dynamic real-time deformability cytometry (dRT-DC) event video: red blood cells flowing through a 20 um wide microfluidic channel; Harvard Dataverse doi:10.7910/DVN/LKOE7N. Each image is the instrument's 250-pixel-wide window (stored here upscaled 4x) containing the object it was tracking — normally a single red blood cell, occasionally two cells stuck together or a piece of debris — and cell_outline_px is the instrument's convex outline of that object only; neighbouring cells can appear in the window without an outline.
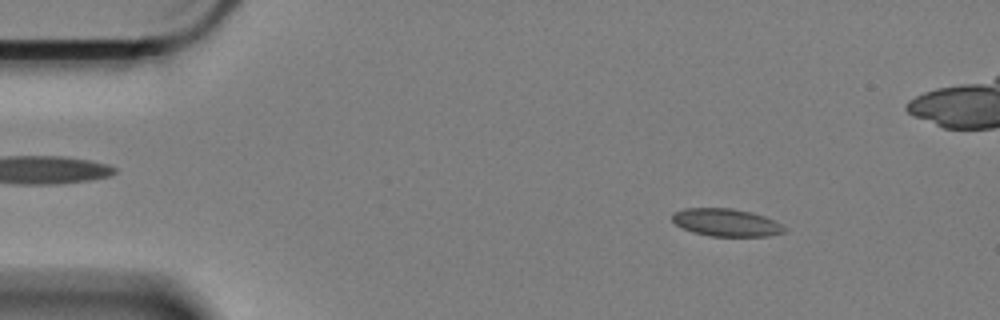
{"species": "Egyptian fruit bat (a non-hibernating species)", "species_latin": "Rousettus aegyptiacus", "temperature_condition": "cold", "stored_images_in_passage": 61, "camera_frame_rate_fps": 3000, "um_per_image_px": 0.085, "animal": {"sex": "female"}, "frame": {"image": 1, "passage_image": 8, "time_ms": 2.333, "image_size_px": [1000, 320], "cell_outline_px": [[784, 232], [768, 236], [712, 236], [692, 232], [676, 224], [672, 220], [672, 212], [684, 208], [732, 208], [764, 216], [780, 224], [784, 228]], "centroid_in_image_um": [61.67, 18.91], "position_along_channel_um": 23.3, "area_um2": 17.8}}
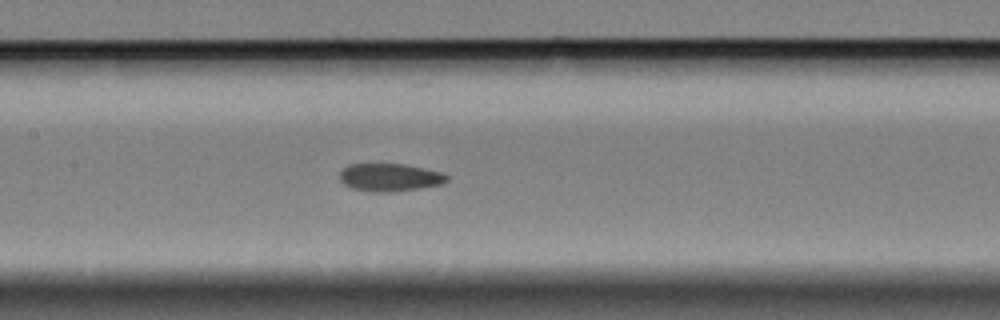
{"frame": {"image": 2, "passage_image": 28, "time_ms": 9.0, "image_size_px": [1000, 320], "cell_outline_px": [[448, 180], [440, 184], [420, 188], [388, 192], [372, 192], [352, 188], [344, 184], [340, 180], [340, 172], [348, 164], [404, 164], [440, 172], [448, 176]], "centroid_in_image_um": [33.1, 15.08], "position_along_channel_um": 174.3, "area_um2": 17.17}}
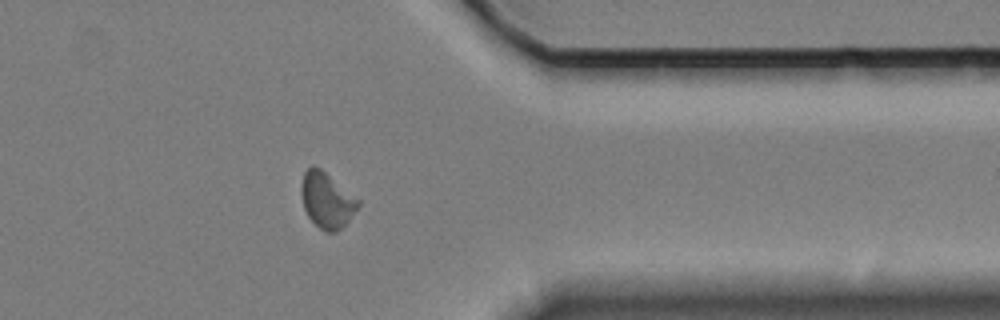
{"frame": {"image": 3, "passage_image": 48, "time_ms": 15.667, "image_size_px": [1000, 320], "cell_outline_px": [[360, 204], [348, 220], [336, 232], [324, 232], [308, 216], [304, 208], [300, 192], [300, 188], [304, 172], [312, 164], [320, 168], [360, 200]], "centroid_in_image_um": [27.75, 17.0], "position_along_channel_um": 383.6, "area_um2": 18.21}, "authors_computed_cell_mechanics": {"area_um2": 17.8602, "velocity_mm_per_s": 3.3037, "shape_relaxation_time_tau1_ms": null, "shape_relaxation_time_tau2_ms": 2.7139, "deformation_change_tau1": null, "deformation_change_tau2": 0.0658}}